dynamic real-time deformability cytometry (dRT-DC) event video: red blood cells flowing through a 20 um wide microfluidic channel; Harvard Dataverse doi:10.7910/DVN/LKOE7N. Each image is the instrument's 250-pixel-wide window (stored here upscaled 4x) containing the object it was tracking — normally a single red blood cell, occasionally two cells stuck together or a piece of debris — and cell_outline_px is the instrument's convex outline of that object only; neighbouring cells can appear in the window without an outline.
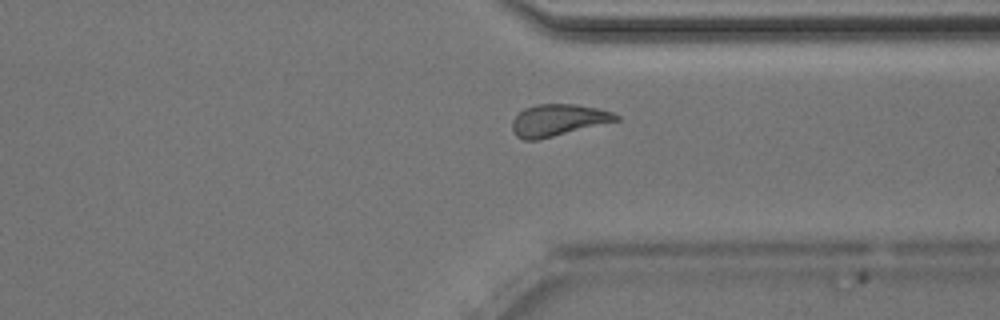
{"species": "Egyptian fruit bat (a non-hibernating species)", "species_latin": "Rousettus aegyptiacus", "temperature_condition": "room temperature", "stored_images_in_passage": 44, "camera_frame_rate_fps": 3000, "um_per_image_px": 0.085, "animal": {"sex": "male"}, "frame": {"image": 1, "passage_image": 32, "time_ms": 10.333, "image_size_px": [1000, 320], "cell_outline_px": [[620, 120], [540, 140], [524, 140], [516, 136], [512, 128], [512, 120], [524, 108], [536, 104], [576, 104], [600, 108], [612, 112], [620, 116]], "centroid_in_image_um": [47.45, 10.21], "position_along_channel_um": 363.9, "area_um2": 19.48}, "authors_computed_cell_mechanics": {"area_um2": 19.652, "velocity_mm_per_s": 4.0065, "shape_relaxation_time_tau1_ms": 9.1464, "shape_relaxation_time_tau2_ms": 2.6983, "deformation_change_tau1": 0.1868, "deformation_change_tau2": 0.0935}}